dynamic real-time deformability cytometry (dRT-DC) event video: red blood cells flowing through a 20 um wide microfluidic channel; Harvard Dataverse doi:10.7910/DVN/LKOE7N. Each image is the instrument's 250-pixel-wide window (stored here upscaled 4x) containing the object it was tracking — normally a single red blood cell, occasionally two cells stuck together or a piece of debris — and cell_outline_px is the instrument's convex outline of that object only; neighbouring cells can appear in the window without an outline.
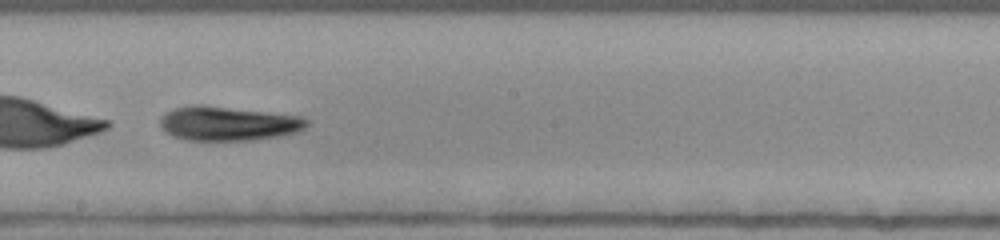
{"species": "human", "species_latin": "Homo sapiens", "temperature_condition": "room temperature", "stored_images_in_passage": 37, "camera_frame_rate_fps": 3000, "um_per_image_px": 0.085, "donor": {"sex": "female"}, "frame": {"image": 1, "passage_image": 16, "time_ms": 5.0, "image_size_px": [1000, 240], "cell_outline_px": [[308, 124], [300, 132], [252, 140], [184, 140], [172, 136], [164, 132], [160, 124], [160, 116], [172, 108], [192, 104], [204, 104], [304, 116], [308, 120]], "centroid_in_image_um": [19.36, 10.48], "position_along_channel_um": 228.8, "area_um2": 29.82}, "authors_computed_cell_mechanics": {"area_um2": 29.3624, "velocity_mm_per_s": 3.8802, "shape_relaxation_time_tau1_ms": 2.8017, "shape_relaxation_time_tau2_ms": 5.2361, "deformation_change_tau1": 0.1168, "deformation_change_tau2": 0.1337}}